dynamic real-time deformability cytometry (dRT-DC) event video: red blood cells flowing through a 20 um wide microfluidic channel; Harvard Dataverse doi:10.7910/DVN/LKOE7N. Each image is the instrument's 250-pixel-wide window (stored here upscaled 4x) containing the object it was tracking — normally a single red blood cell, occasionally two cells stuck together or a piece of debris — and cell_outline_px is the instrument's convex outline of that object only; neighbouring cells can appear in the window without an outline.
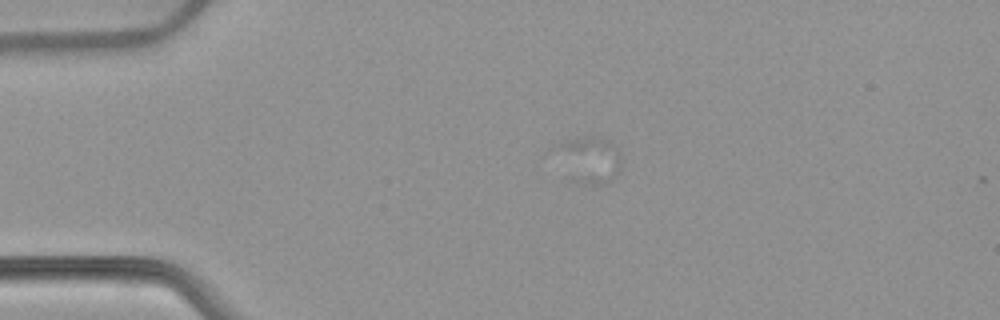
{"species": "common noctule bat (a hibernating species)", "species_latin": "Nyctalus noctula", "temperature_condition": "warm", "stored_images_in_passage": 11, "camera_frame_rate_fps": 3000, "um_per_image_px": 0.085, "animal": {"sex": "female", "body_mass_g": 22.7, "forearm_length_mm": 54.2}, "frame": {"image": 1, "passage_image": 6, "time_ms": 1.667, "image_size_px": [1000, 320], "cell_outline_px": [[620, 172], [612, 180], [604, 184], [584, 184], [568, 180], [564, 176], [548, 152], [552, 148], [568, 140], [584, 136], [592, 136], [612, 140], [620, 152]], "centroid_in_image_um": [49.95, 13.59], "position_along_channel_um": 35.0, "area_um2": 19.25}}